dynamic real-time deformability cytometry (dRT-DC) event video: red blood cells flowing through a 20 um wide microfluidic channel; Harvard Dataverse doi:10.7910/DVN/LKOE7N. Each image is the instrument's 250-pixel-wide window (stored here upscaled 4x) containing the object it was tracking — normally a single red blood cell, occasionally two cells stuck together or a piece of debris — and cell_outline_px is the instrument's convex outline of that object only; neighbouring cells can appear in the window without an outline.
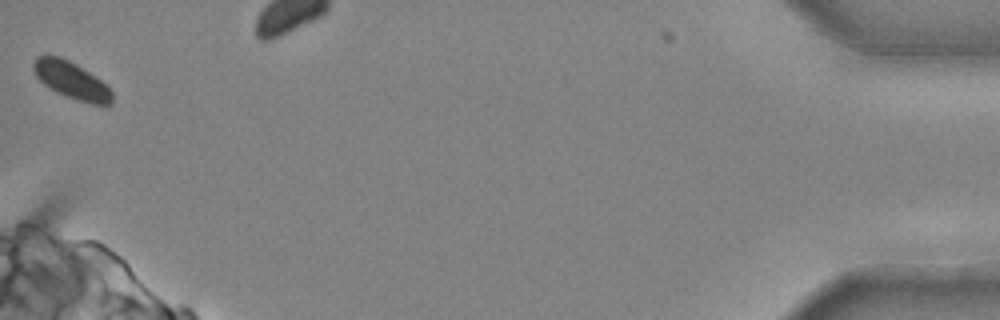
{"species": "common noctule bat (a hibernating species)", "species_latin": "Nyctalus noctula", "temperature_condition": "cold", "stored_images_in_passage": 25, "camera_frame_rate_fps": 3000, "um_per_image_px": 0.085, "animal": {"sex": "male", "body_mass_g": 20.4}, "frame": {"image": 1, "passage_image": 25, "time_ms": 8.0, "image_size_px": [1000, 320], "cell_outline_px": [[112, 104], [92, 104], [76, 100], [64, 96], [48, 88], [36, 76], [32, 68], [32, 64], [36, 56], [44, 52], [48, 52], [60, 56], [76, 64], [100, 80], [112, 92]], "centroid_in_image_um": [5.98, 6.78], "position_along_channel_um": 429.2, "area_um2": 17.22}}